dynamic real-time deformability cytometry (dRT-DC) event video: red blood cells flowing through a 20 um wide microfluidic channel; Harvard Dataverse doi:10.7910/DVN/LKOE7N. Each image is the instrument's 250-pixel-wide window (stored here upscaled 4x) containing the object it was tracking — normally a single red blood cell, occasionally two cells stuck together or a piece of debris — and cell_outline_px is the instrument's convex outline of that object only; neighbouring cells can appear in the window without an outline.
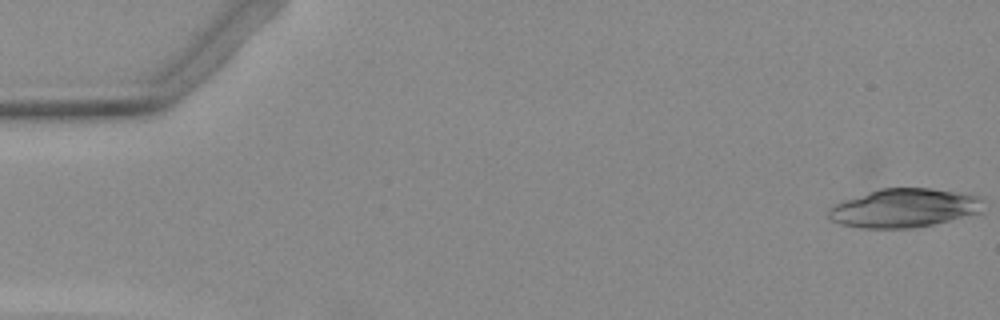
{"species": "Egyptian fruit bat (a non-hibernating species)", "species_latin": "Rousettus aegyptiacus", "temperature_condition": "warm", "stored_images_in_passage": 50, "camera_frame_rate_fps": 3000, "um_per_image_px": 0.085, "animal": {"sex": "female"}, "frame": {"image": 1, "passage_image": 1, "time_ms": 0.0, "image_size_px": [1000, 320], "cell_outline_px": [[984, 212], [932, 224], [912, 228], [860, 228], [840, 224], [832, 220], [828, 216], [828, 208], [836, 204], [880, 188], [932, 188], [976, 196], [984, 200]], "centroid_in_image_um": [76.88, 17.69], "position_along_channel_um": 8.1, "area_um2": 34.68}}
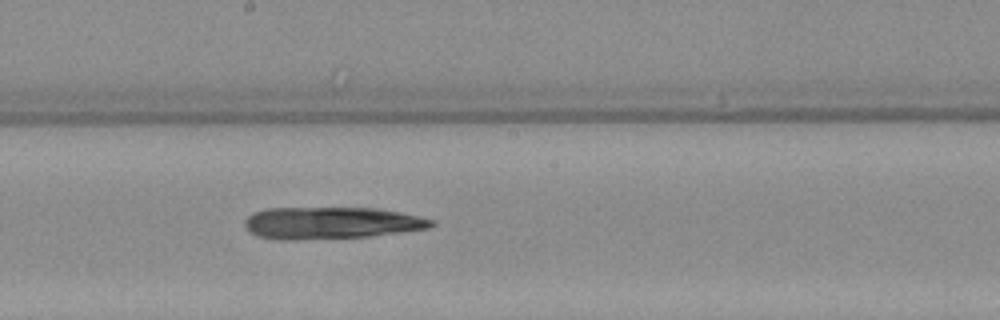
{"frame": {"image": 2, "passage_image": 28, "time_ms": 9.0, "image_size_px": [1000, 320], "cell_outline_px": [[436, 224], [432, 228], [368, 236], [296, 240], [276, 240], [260, 236], [252, 232], [244, 224], [244, 220], [248, 216], [256, 212], [268, 208], [376, 208], [400, 212], [436, 220]], "centroid_in_image_um": [28.2, 18.95], "position_along_channel_um": 220.0, "area_um2": 34.74}}
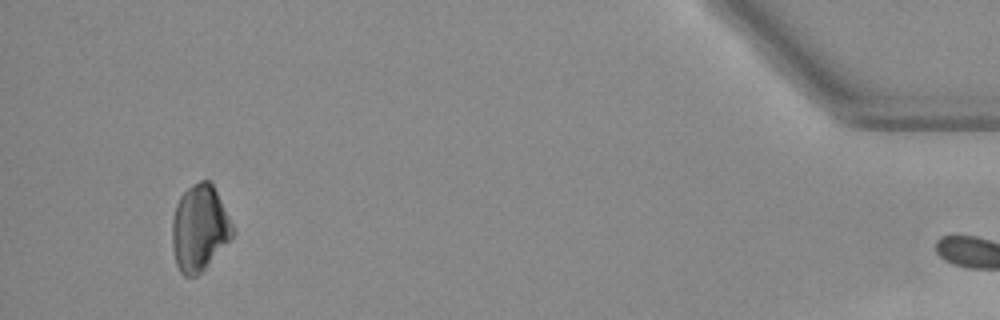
{"frame": {"image": 3, "passage_image": 49, "time_ms": 16.0, "image_size_px": [1000, 320], "cell_outline_px": [[236, 232], [204, 268], [196, 276], [184, 276], [180, 272], [176, 264], [172, 244], [172, 220], [176, 204], [180, 196], [192, 184], [200, 180], [208, 180], [212, 184]], "centroid_in_image_um": [16.93, 19.38], "position_along_channel_um": 418.3, "area_um2": 29.82}}